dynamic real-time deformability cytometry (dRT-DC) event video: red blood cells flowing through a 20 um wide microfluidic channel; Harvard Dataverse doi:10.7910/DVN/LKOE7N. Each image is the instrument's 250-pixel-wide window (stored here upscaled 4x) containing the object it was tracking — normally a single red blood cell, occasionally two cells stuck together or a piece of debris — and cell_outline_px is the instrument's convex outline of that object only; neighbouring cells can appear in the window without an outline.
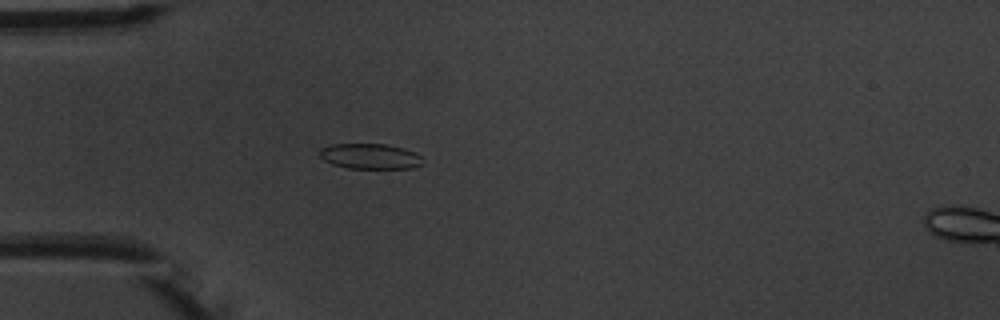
{"species": "common noctule bat (a hibernating species)", "species_latin": "Nyctalus noctula", "temperature_condition": "warm", "stored_images_in_passage": 5, "camera_frame_rate_fps": 3000, "um_per_image_px": 0.085, "animal": {"sex": "male", "body_mass_g": 20.1, "forearm_length_mm": 53.5}, "frame": {"image": 1, "passage_image": 4, "time_ms": 3.333, "image_size_px": [1000, 320], "cell_outline_px": [[424, 164], [412, 168], [348, 168], [332, 164], [324, 160], [320, 156], [320, 152], [324, 148], [332, 144], [384, 144], [404, 148], [416, 152], [420, 156]], "centroid_in_image_um": [31.51, 13.29], "position_along_channel_um": 53.5, "area_um2": 15.14}}